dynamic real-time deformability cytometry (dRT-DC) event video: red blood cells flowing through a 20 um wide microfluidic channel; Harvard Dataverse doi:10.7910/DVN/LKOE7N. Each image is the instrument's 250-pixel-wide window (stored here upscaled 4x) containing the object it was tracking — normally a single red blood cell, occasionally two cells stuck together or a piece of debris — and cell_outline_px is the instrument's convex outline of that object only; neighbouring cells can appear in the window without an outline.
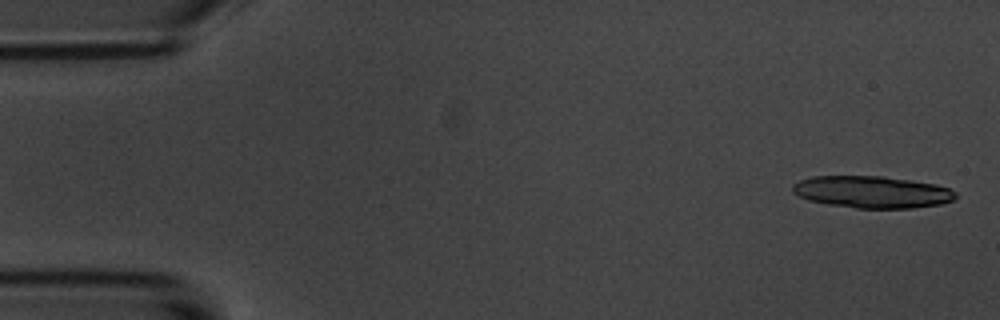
{"species": "common noctule bat (a hibernating species)", "species_latin": "Nyctalus noctula", "temperature_condition": "room temperature", "stored_images_in_passage": 31, "camera_frame_rate_fps": 3000, "um_per_image_px": 0.085, "animal": {"sex": "male", "body_mass_g": 20.1, "forearm_length_mm": 53.5}, "frame": {"image": 1, "passage_image": 1, "time_ms": 0.0, "image_size_px": [1000, 320], "cell_outline_px": [[956, 196], [952, 200], [940, 204], [912, 208], [856, 208], [828, 204], [808, 200], [792, 192], [792, 184], [800, 180], [812, 176], [884, 176], [912, 180], [936, 184], [948, 188], [956, 192]], "centroid_in_image_um": [74.11, 16.31], "position_along_channel_um": 10.9, "area_um2": 30.4}}
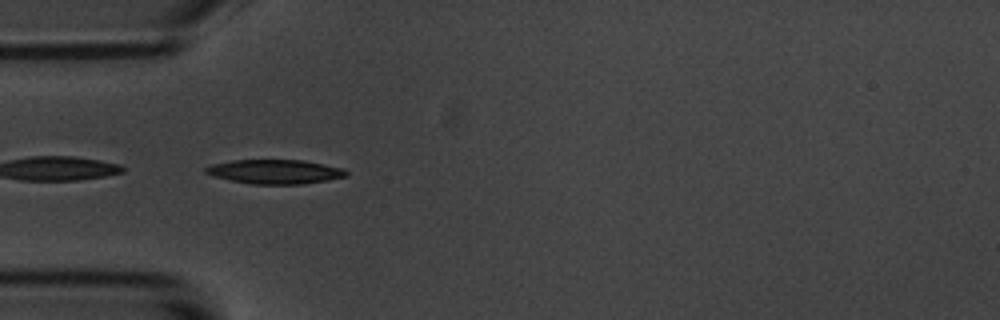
{"frame": {"image": 2, "passage_image": 16, "time_ms": 5.0, "image_size_px": [1000, 320], "cell_outline_px": [[348, 176], [328, 180], [300, 184], [252, 184], [232, 180], [216, 176], [204, 172], [204, 168], [212, 164], [232, 160], [304, 160], [344, 168], [348, 172]], "centroid_in_image_um": [23.42, 14.58], "position_along_channel_um": 61.6, "area_um2": 19.77}}
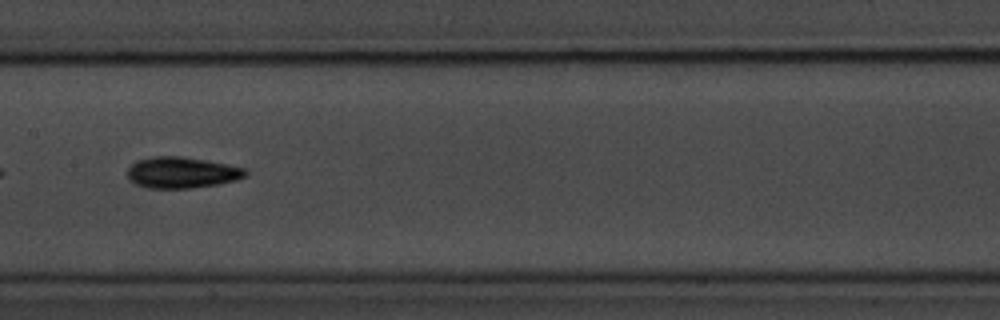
{"frame": {"image": 3, "passage_image": 27, "time_ms": 8.667, "image_size_px": [1000, 320], "cell_outline_px": [[248, 176], [236, 180], [216, 184], [192, 188], [148, 188], [136, 184], [128, 180], [128, 168], [136, 160], [152, 156], [184, 156], [244, 168], [248, 172]], "centroid_in_image_um": [15.42, 14.66], "position_along_channel_um": 192.0, "area_um2": 21.44}}